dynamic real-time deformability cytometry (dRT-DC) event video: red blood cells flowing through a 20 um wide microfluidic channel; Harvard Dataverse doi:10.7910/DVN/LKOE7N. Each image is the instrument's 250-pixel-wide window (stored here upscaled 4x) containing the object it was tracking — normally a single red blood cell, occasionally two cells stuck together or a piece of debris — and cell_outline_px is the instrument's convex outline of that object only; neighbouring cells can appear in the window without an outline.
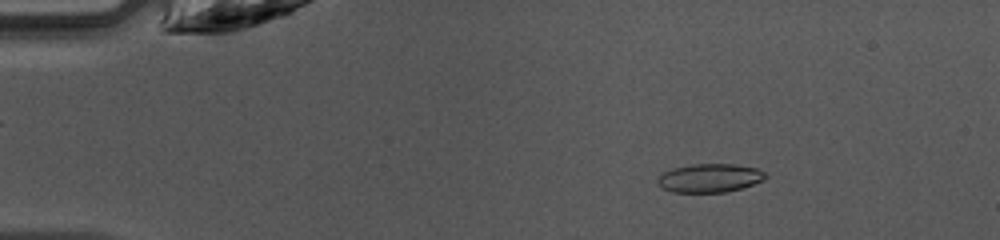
{"species": "common noctule bat (a hibernating species)", "species_latin": "Nyctalus noctula", "temperature_condition": "warm", "stored_images_in_passage": 44, "camera_frame_rate_fps": 3000, "um_per_image_px": 0.085, "animal": {"sex": "female", "body_mass_g": 10.0, "forearm_length_mm": 53.1}, "frame": {"image": 1, "passage_image": 4, "time_ms": 1.0, "image_size_px": [1000, 240], "cell_outline_px": [[768, 176], [764, 180], [728, 192], [672, 192], [656, 184], [656, 180], [664, 172], [672, 168], [692, 164], [732, 164], [756, 168], [764, 172]], "centroid_in_image_um": [60.31, 15.13], "position_along_channel_um": 24.7, "area_um2": 17.92}}
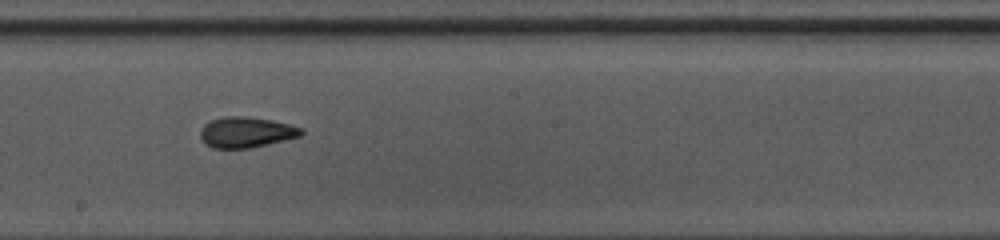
{"frame": {"image": 2, "passage_image": 23, "time_ms": 7.333, "image_size_px": [1000, 240], "cell_outline_px": [[304, 132], [300, 136], [252, 148], [212, 148], [200, 136], [200, 128], [204, 124], [212, 120], [224, 116], [244, 116], [272, 120], [288, 124], [300, 128]], "centroid_in_image_um": [20.91, 11.24], "position_along_channel_um": 227.3, "area_um2": 17.86}}
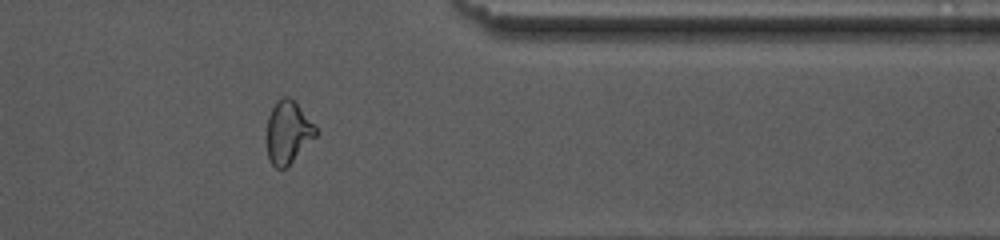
{"frame": {"image": 3, "passage_image": 35, "time_ms": 11.333, "image_size_px": [1000, 240], "cell_outline_px": [[320, 132], [284, 168], [276, 168], [268, 160], [268, 116], [276, 100], [280, 96], [288, 96], [296, 104]], "centroid_in_image_um": [24.47, 11.22], "position_along_channel_um": 386.9, "area_um2": 17.34}, "authors_computed_cell_mechanics": {"area_um2": 18.2648, "velocity_mm_per_s": 4.2449, "shape_relaxation_time_tau1_ms": null, "shape_relaxation_time_tau2_ms": 1.7878, "deformation_change_tau1": null, "deformation_change_tau2": 0.0727}}